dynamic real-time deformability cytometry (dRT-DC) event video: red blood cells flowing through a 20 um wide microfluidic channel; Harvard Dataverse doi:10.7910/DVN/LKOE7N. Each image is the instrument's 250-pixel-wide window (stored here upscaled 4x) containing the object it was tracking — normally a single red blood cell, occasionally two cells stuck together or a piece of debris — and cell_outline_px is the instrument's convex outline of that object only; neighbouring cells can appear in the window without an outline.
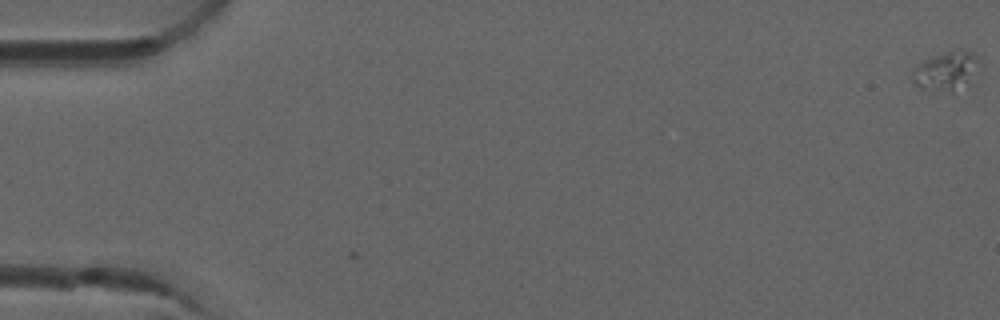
{"species": "common noctule bat (a hibernating species)", "species_latin": "Nyctalus noctula", "temperature_condition": "room temperature", "stored_images_in_passage": 9, "camera_frame_rate_fps": 3000, "um_per_image_px": 0.085, "animal": {"sex": "male", "forearm_length_mm": 52.5}, "frame": {"image": 1, "passage_image": 1, "time_ms": 0.0, "image_size_px": [1000, 320], "cell_outline_px": [[976, 56], [972, 84], [952, 92], [920, 88], [912, 80], [912, 72], [924, 60], [936, 56], [952, 52], [968, 52]], "centroid_in_image_um": [80.39, 6.12], "position_along_channel_um": 4.6, "area_um2": 14.28}}